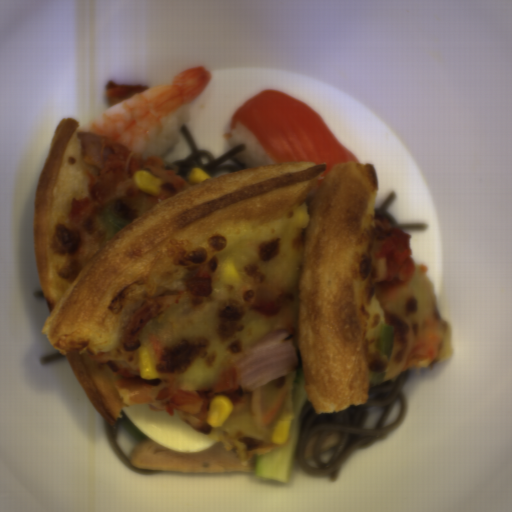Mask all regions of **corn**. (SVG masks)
Returning a JSON list of instances; mask_svg holds the SVG:
<instances>
[{
	"label": "corn",
	"instance_id": "corn-1",
	"mask_svg": "<svg viewBox=\"0 0 512 512\" xmlns=\"http://www.w3.org/2000/svg\"><path fill=\"white\" fill-rule=\"evenodd\" d=\"M234 409V403L229 396H213L206 412L207 424L212 428L221 427Z\"/></svg>",
	"mask_w": 512,
	"mask_h": 512
},
{
	"label": "corn",
	"instance_id": "corn-2",
	"mask_svg": "<svg viewBox=\"0 0 512 512\" xmlns=\"http://www.w3.org/2000/svg\"><path fill=\"white\" fill-rule=\"evenodd\" d=\"M140 374L145 380H157L159 371L152 347L141 345L138 347Z\"/></svg>",
	"mask_w": 512,
	"mask_h": 512
},
{
	"label": "corn",
	"instance_id": "corn-3",
	"mask_svg": "<svg viewBox=\"0 0 512 512\" xmlns=\"http://www.w3.org/2000/svg\"><path fill=\"white\" fill-rule=\"evenodd\" d=\"M132 177L135 185L147 194L159 195L162 191V181L160 177L150 171L139 169L133 172Z\"/></svg>",
	"mask_w": 512,
	"mask_h": 512
},
{
	"label": "corn",
	"instance_id": "corn-4",
	"mask_svg": "<svg viewBox=\"0 0 512 512\" xmlns=\"http://www.w3.org/2000/svg\"><path fill=\"white\" fill-rule=\"evenodd\" d=\"M294 417L293 411L284 410L279 419L273 426L270 441L272 444L282 445L286 442L289 435L292 419Z\"/></svg>",
	"mask_w": 512,
	"mask_h": 512
},
{
	"label": "corn",
	"instance_id": "corn-5",
	"mask_svg": "<svg viewBox=\"0 0 512 512\" xmlns=\"http://www.w3.org/2000/svg\"><path fill=\"white\" fill-rule=\"evenodd\" d=\"M222 282L227 285H244L234 261L227 255L221 272Z\"/></svg>",
	"mask_w": 512,
	"mask_h": 512
},
{
	"label": "corn",
	"instance_id": "corn-6",
	"mask_svg": "<svg viewBox=\"0 0 512 512\" xmlns=\"http://www.w3.org/2000/svg\"><path fill=\"white\" fill-rule=\"evenodd\" d=\"M292 220L296 227L304 228L306 226H309L311 218L309 214L308 204L306 203L305 200L294 209Z\"/></svg>",
	"mask_w": 512,
	"mask_h": 512
},
{
	"label": "corn",
	"instance_id": "corn-7",
	"mask_svg": "<svg viewBox=\"0 0 512 512\" xmlns=\"http://www.w3.org/2000/svg\"><path fill=\"white\" fill-rule=\"evenodd\" d=\"M212 176L200 167L192 166L188 171V181L190 182H202L210 179Z\"/></svg>",
	"mask_w": 512,
	"mask_h": 512
}]
</instances>
